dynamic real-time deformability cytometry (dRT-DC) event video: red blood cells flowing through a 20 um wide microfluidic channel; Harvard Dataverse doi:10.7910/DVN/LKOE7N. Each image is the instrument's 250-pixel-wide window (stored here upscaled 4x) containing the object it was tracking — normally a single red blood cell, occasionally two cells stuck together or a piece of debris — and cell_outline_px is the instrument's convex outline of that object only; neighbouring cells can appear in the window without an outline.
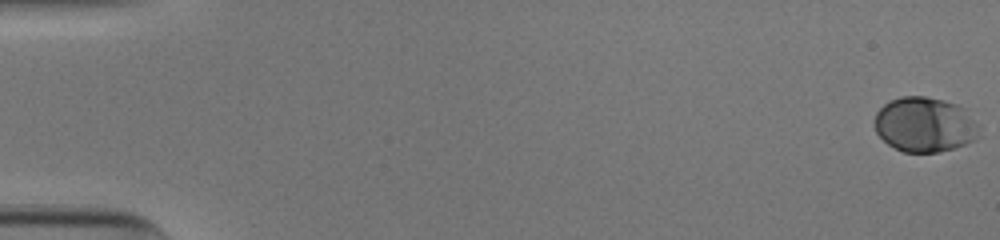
{"species": "human", "species_latin": "Homo sapiens", "temperature_condition": "cold", "stored_images_in_passage": 54, "camera_frame_rate_fps": 3000, "um_per_image_px": 0.085, "donor": {"sex": "male"}, "frame": {"image": 1, "passage_image": 1, "time_ms": 0.0, "image_size_px": [1000, 240], "cell_outline_px": [[968, 140], [964, 144], [952, 148], [936, 152], [904, 152], [888, 144], [876, 132], [876, 112], [884, 104], [892, 100], [904, 96], [924, 96], [940, 100], [952, 104]], "centroid_in_image_um": [78.18, 10.61], "position_along_channel_um": 6.8, "area_um2": 29.54}}
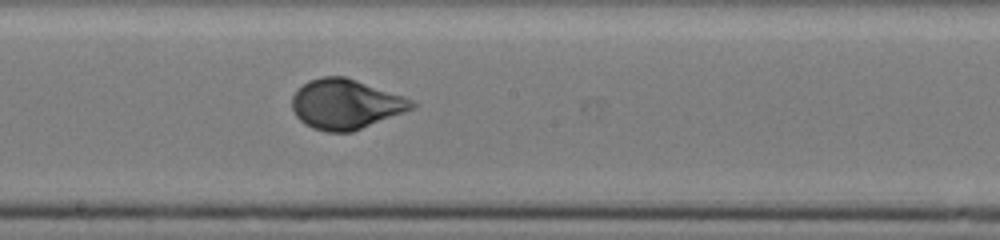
{"frame": {"image": 2, "passage_image": 31, "time_ms": 10.0, "image_size_px": [1000, 240], "cell_outline_px": [[416, 104], [412, 108], [352, 132], [328, 132], [312, 128], [300, 120], [296, 116], [292, 108], [292, 96], [308, 80], [324, 76], [344, 76], [412, 100]], "centroid_in_image_um": [29.32, 8.86], "position_along_channel_um": 218.9, "area_um2": 34.04}}
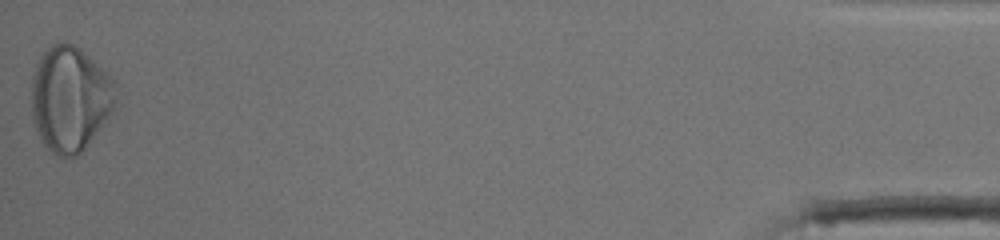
{"frame": {"image": 3, "passage_image": 54, "time_ms": 17.667, "image_size_px": [1000, 240], "cell_outline_px": [[112, 108], [84, 148], [76, 156], [60, 156], [52, 152], [44, 144], [32, 120], [32, 76], [36, 64], [40, 56], [48, 48], [56, 44], [72, 44], [80, 48], [112, 80]], "centroid_in_image_um": [5.86, 8.39], "position_along_channel_um": 429.3, "area_um2": 49.65}, "authors_computed_cell_mechanics": {"area_um2": 32.7148, "velocity_mm_per_s": 3.8988, "shape_relaxation_time_tau1_ms": 3.9119, "shape_relaxation_time_tau2_ms": null, "deformation_change_tau1": 0.1552, "deformation_change_tau2": null}}